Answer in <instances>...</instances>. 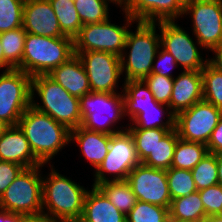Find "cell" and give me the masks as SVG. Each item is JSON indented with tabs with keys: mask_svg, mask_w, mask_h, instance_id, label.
Returning <instances> with one entry per match:
<instances>
[{
	"mask_svg": "<svg viewBox=\"0 0 222 222\" xmlns=\"http://www.w3.org/2000/svg\"><path fill=\"white\" fill-rule=\"evenodd\" d=\"M18 126L24 132L33 154L43 165L71 141V130L31 105L22 114Z\"/></svg>",
	"mask_w": 222,
	"mask_h": 222,
	"instance_id": "obj_1",
	"label": "cell"
},
{
	"mask_svg": "<svg viewBox=\"0 0 222 222\" xmlns=\"http://www.w3.org/2000/svg\"><path fill=\"white\" fill-rule=\"evenodd\" d=\"M42 188L43 214L50 220L65 222L81 218L84 198L88 191L83 186L59 174L51 166L48 177L42 179Z\"/></svg>",
	"mask_w": 222,
	"mask_h": 222,
	"instance_id": "obj_2",
	"label": "cell"
},
{
	"mask_svg": "<svg viewBox=\"0 0 222 222\" xmlns=\"http://www.w3.org/2000/svg\"><path fill=\"white\" fill-rule=\"evenodd\" d=\"M37 92L43 105L33 99ZM31 106L46 113L69 130H73L82 123L80 99L69 94L61 85L48 74L36 75L31 81Z\"/></svg>",
	"mask_w": 222,
	"mask_h": 222,
	"instance_id": "obj_3",
	"label": "cell"
},
{
	"mask_svg": "<svg viewBox=\"0 0 222 222\" xmlns=\"http://www.w3.org/2000/svg\"><path fill=\"white\" fill-rule=\"evenodd\" d=\"M74 55V40L70 37H46L27 33L22 62L16 68L29 74H49Z\"/></svg>",
	"mask_w": 222,
	"mask_h": 222,
	"instance_id": "obj_4",
	"label": "cell"
},
{
	"mask_svg": "<svg viewBox=\"0 0 222 222\" xmlns=\"http://www.w3.org/2000/svg\"><path fill=\"white\" fill-rule=\"evenodd\" d=\"M156 24L138 21L136 32L128 31L124 49L130 48V50L128 56L124 52L120 57L122 74L125 72L126 76L125 81L144 80L151 74L157 51L161 48Z\"/></svg>",
	"mask_w": 222,
	"mask_h": 222,
	"instance_id": "obj_5",
	"label": "cell"
},
{
	"mask_svg": "<svg viewBox=\"0 0 222 222\" xmlns=\"http://www.w3.org/2000/svg\"><path fill=\"white\" fill-rule=\"evenodd\" d=\"M42 165L24 168L0 197V209L22 215H39L42 208Z\"/></svg>",
	"mask_w": 222,
	"mask_h": 222,
	"instance_id": "obj_6",
	"label": "cell"
},
{
	"mask_svg": "<svg viewBox=\"0 0 222 222\" xmlns=\"http://www.w3.org/2000/svg\"><path fill=\"white\" fill-rule=\"evenodd\" d=\"M80 112L81 126L87 130L110 135L122 131L111 128L124 116L122 94L90 92L80 98Z\"/></svg>",
	"mask_w": 222,
	"mask_h": 222,
	"instance_id": "obj_7",
	"label": "cell"
},
{
	"mask_svg": "<svg viewBox=\"0 0 222 222\" xmlns=\"http://www.w3.org/2000/svg\"><path fill=\"white\" fill-rule=\"evenodd\" d=\"M125 13L126 25L112 24L109 19L100 23L85 24L81 27L79 35L74 39V52L105 51L121 57L125 52L127 27L136 22Z\"/></svg>",
	"mask_w": 222,
	"mask_h": 222,
	"instance_id": "obj_8",
	"label": "cell"
},
{
	"mask_svg": "<svg viewBox=\"0 0 222 222\" xmlns=\"http://www.w3.org/2000/svg\"><path fill=\"white\" fill-rule=\"evenodd\" d=\"M141 161L138 158L133 136L128 129L110 135L109 151L95 171L92 186H98L110 179L104 173L113 174L111 181H123ZM107 177V178H106Z\"/></svg>",
	"mask_w": 222,
	"mask_h": 222,
	"instance_id": "obj_9",
	"label": "cell"
},
{
	"mask_svg": "<svg viewBox=\"0 0 222 222\" xmlns=\"http://www.w3.org/2000/svg\"><path fill=\"white\" fill-rule=\"evenodd\" d=\"M32 77L19 69L4 70L0 75V120L17 126L31 105Z\"/></svg>",
	"mask_w": 222,
	"mask_h": 222,
	"instance_id": "obj_10",
	"label": "cell"
},
{
	"mask_svg": "<svg viewBox=\"0 0 222 222\" xmlns=\"http://www.w3.org/2000/svg\"><path fill=\"white\" fill-rule=\"evenodd\" d=\"M184 14L193 22V35L203 49L222 44V0H185Z\"/></svg>",
	"mask_w": 222,
	"mask_h": 222,
	"instance_id": "obj_11",
	"label": "cell"
},
{
	"mask_svg": "<svg viewBox=\"0 0 222 222\" xmlns=\"http://www.w3.org/2000/svg\"><path fill=\"white\" fill-rule=\"evenodd\" d=\"M221 117V109L201 100L175 116V128L180 139L207 145Z\"/></svg>",
	"mask_w": 222,
	"mask_h": 222,
	"instance_id": "obj_12",
	"label": "cell"
},
{
	"mask_svg": "<svg viewBox=\"0 0 222 222\" xmlns=\"http://www.w3.org/2000/svg\"><path fill=\"white\" fill-rule=\"evenodd\" d=\"M81 60L91 92L116 93L122 75L120 57L105 51L74 52Z\"/></svg>",
	"mask_w": 222,
	"mask_h": 222,
	"instance_id": "obj_13",
	"label": "cell"
},
{
	"mask_svg": "<svg viewBox=\"0 0 222 222\" xmlns=\"http://www.w3.org/2000/svg\"><path fill=\"white\" fill-rule=\"evenodd\" d=\"M161 31L160 46L168 51L176 60V63L184 70L200 71L208 63V59H202L200 51L196 47L190 35L178 24L172 21L157 22Z\"/></svg>",
	"mask_w": 222,
	"mask_h": 222,
	"instance_id": "obj_14",
	"label": "cell"
},
{
	"mask_svg": "<svg viewBox=\"0 0 222 222\" xmlns=\"http://www.w3.org/2000/svg\"><path fill=\"white\" fill-rule=\"evenodd\" d=\"M126 181L137 200L170 208L171 196L166 170L156 169L140 163L129 173Z\"/></svg>",
	"mask_w": 222,
	"mask_h": 222,
	"instance_id": "obj_15",
	"label": "cell"
},
{
	"mask_svg": "<svg viewBox=\"0 0 222 222\" xmlns=\"http://www.w3.org/2000/svg\"><path fill=\"white\" fill-rule=\"evenodd\" d=\"M185 0H126L122 11L136 22L172 21L182 17Z\"/></svg>",
	"mask_w": 222,
	"mask_h": 222,
	"instance_id": "obj_16",
	"label": "cell"
},
{
	"mask_svg": "<svg viewBox=\"0 0 222 222\" xmlns=\"http://www.w3.org/2000/svg\"><path fill=\"white\" fill-rule=\"evenodd\" d=\"M23 29L33 35L63 37L49 0H28L23 9Z\"/></svg>",
	"mask_w": 222,
	"mask_h": 222,
	"instance_id": "obj_17",
	"label": "cell"
},
{
	"mask_svg": "<svg viewBox=\"0 0 222 222\" xmlns=\"http://www.w3.org/2000/svg\"><path fill=\"white\" fill-rule=\"evenodd\" d=\"M203 100L201 70H183L174 79L169 108L176 116L179 112L191 108Z\"/></svg>",
	"mask_w": 222,
	"mask_h": 222,
	"instance_id": "obj_18",
	"label": "cell"
},
{
	"mask_svg": "<svg viewBox=\"0 0 222 222\" xmlns=\"http://www.w3.org/2000/svg\"><path fill=\"white\" fill-rule=\"evenodd\" d=\"M0 161L13 162L24 168L42 165L18 125L9 126L0 138Z\"/></svg>",
	"mask_w": 222,
	"mask_h": 222,
	"instance_id": "obj_19",
	"label": "cell"
},
{
	"mask_svg": "<svg viewBox=\"0 0 222 222\" xmlns=\"http://www.w3.org/2000/svg\"><path fill=\"white\" fill-rule=\"evenodd\" d=\"M48 75L69 94L79 99L91 92L89 79L77 54L54 68Z\"/></svg>",
	"mask_w": 222,
	"mask_h": 222,
	"instance_id": "obj_20",
	"label": "cell"
},
{
	"mask_svg": "<svg viewBox=\"0 0 222 222\" xmlns=\"http://www.w3.org/2000/svg\"><path fill=\"white\" fill-rule=\"evenodd\" d=\"M87 191L81 222H126V215L119 211L96 186Z\"/></svg>",
	"mask_w": 222,
	"mask_h": 222,
	"instance_id": "obj_21",
	"label": "cell"
},
{
	"mask_svg": "<svg viewBox=\"0 0 222 222\" xmlns=\"http://www.w3.org/2000/svg\"><path fill=\"white\" fill-rule=\"evenodd\" d=\"M70 140H75L86 159L97 169L109 151L110 134L90 131L79 126L70 131Z\"/></svg>",
	"mask_w": 222,
	"mask_h": 222,
	"instance_id": "obj_22",
	"label": "cell"
},
{
	"mask_svg": "<svg viewBox=\"0 0 222 222\" xmlns=\"http://www.w3.org/2000/svg\"><path fill=\"white\" fill-rule=\"evenodd\" d=\"M122 92L124 116L127 114L133 121L142 109L154 107L158 102L144 80L124 81Z\"/></svg>",
	"mask_w": 222,
	"mask_h": 222,
	"instance_id": "obj_23",
	"label": "cell"
},
{
	"mask_svg": "<svg viewBox=\"0 0 222 222\" xmlns=\"http://www.w3.org/2000/svg\"><path fill=\"white\" fill-rule=\"evenodd\" d=\"M207 146L199 142L178 139L171 168L192 170L207 154Z\"/></svg>",
	"mask_w": 222,
	"mask_h": 222,
	"instance_id": "obj_24",
	"label": "cell"
},
{
	"mask_svg": "<svg viewBox=\"0 0 222 222\" xmlns=\"http://www.w3.org/2000/svg\"><path fill=\"white\" fill-rule=\"evenodd\" d=\"M178 139L179 135L176 128L171 129L141 163L156 169H170Z\"/></svg>",
	"mask_w": 222,
	"mask_h": 222,
	"instance_id": "obj_25",
	"label": "cell"
},
{
	"mask_svg": "<svg viewBox=\"0 0 222 222\" xmlns=\"http://www.w3.org/2000/svg\"><path fill=\"white\" fill-rule=\"evenodd\" d=\"M49 2L56 14L62 34L74 40L83 26L74 0H49Z\"/></svg>",
	"mask_w": 222,
	"mask_h": 222,
	"instance_id": "obj_26",
	"label": "cell"
},
{
	"mask_svg": "<svg viewBox=\"0 0 222 222\" xmlns=\"http://www.w3.org/2000/svg\"><path fill=\"white\" fill-rule=\"evenodd\" d=\"M109 201L121 212L127 215L138 201L129 183L123 181H107L97 186Z\"/></svg>",
	"mask_w": 222,
	"mask_h": 222,
	"instance_id": "obj_27",
	"label": "cell"
},
{
	"mask_svg": "<svg viewBox=\"0 0 222 222\" xmlns=\"http://www.w3.org/2000/svg\"><path fill=\"white\" fill-rule=\"evenodd\" d=\"M162 103H157L154 107H148L142 109V113H140L133 121V125L129 126L127 129H153V128H161V129H174L175 128V115L173 112L169 111L170 108L168 105ZM164 107L167 109L165 113ZM169 111V112H168ZM168 114V119L166 122L162 121V115Z\"/></svg>",
	"mask_w": 222,
	"mask_h": 222,
	"instance_id": "obj_28",
	"label": "cell"
},
{
	"mask_svg": "<svg viewBox=\"0 0 222 222\" xmlns=\"http://www.w3.org/2000/svg\"><path fill=\"white\" fill-rule=\"evenodd\" d=\"M169 217L183 220L205 219L207 216L199 191L171 200Z\"/></svg>",
	"mask_w": 222,
	"mask_h": 222,
	"instance_id": "obj_29",
	"label": "cell"
},
{
	"mask_svg": "<svg viewBox=\"0 0 222 222\" xmlns=\"http://www.w3.org/2000/svg\"><path fill=\"white\" fill-rule=\"evenodd\" d=\"M27 32L23 27L0 33L4 59L16 69L22 62Z\"/></svg>",
	"mask_w": 222,
	"mask_h": 222,
	"instance_id": "obj_30",
	"label": "cell"
},
{
	"mask_svg": "<svg viewBox=\"0 0 222 222\" xmlns=\"http://www.w3.org/2000/svg\"><path fill=\"white\" fill-rule=\"evenodd\" d=\"M203 100L222 110V72L207 63L201 70Z\"/></svg>",
	"mask_w": 222,
	"mask_h": 222,
	"instance_id": "obj_31",
	"label": "cell"
},
{
	"mask_svg": "<svg viewBox=\"0 0 222 222\" xmlns=\"http://www.w3.org/2000/svg\"><path fill=\"white\" fill-rule=\"evenodd\" d=\"M109 2L113 3L111 0H74V5L82 24L85 25L106 21L109 18Z\"/></svg>",
	"mask_w": 222,
	"mask_h": 222,
	"instance_id": "obj_32",
	"label": "cell"
},
{
	"mask_svg": "<svg viewBox=\"0 0 222 222\" xmlns=\"http://www.w3.org/2000/svg\"><path fill=\"white\" fill-rule=\"evenodd\" d=\"M133 136L139 160L142 162L171 129H128Z\"/></svg>",
	"mask_w": 222,
	"mask_h": 222,
	"instance_id": "obj_33",
	"label": "cell"
},
{
	"mask_svg": "<svg viewBox=\"0 0 222 222\" xmlns=\"http://www.w3.org/2000/svg\"><path fill=\"white\" fill-rule=\"evenodd\" d=\"M191 172L197 191L218 184L216 154L208 153Z\"/></svg>",
	"mask_w": 222,
	"mask_h": 222,
	"instance_id": "obj_34",
	"label": "cell"
},
{
	"mask_svg": "<svg viewBox=\"0 0 222 222\" xmlns=\"http://www.w3.org/2000/svg\"><path fill=\"white\" fill-rule=\"evenodd\" d=\"M171 200L197 191L191 170L170 168L166 170Z\"/></svg>",
	"mask_w": 222,
	"mask_h": 222,
	"instance_id": "obj_35",
	"label": "cell"
},
{
	"mask_svg": "<svg viewBox=\"0 0 222 222\" xmlns=\"http://www.w3.org/2000/svg\"><path fill=\"white\" fill-rule=\"evenodd\" d=\"M168 217V208L138 200L126 215V222H167Z\"/></svg>",
	"mask_w": 222,
	"mask_h": 222,
	"instance_id": "obj_36",
	"label": "cell"
},
{
	"mask_svg": "<svg viewBox=\"0 0 222 222\" xmlns=\"http://www.w3.org/2000/svg\"><path fill=\"white\" fill-rule=\"evenodd\" d=\"M24 4L22 0H0V33L22 27Z\"/></svg>",
	"mask_w": 222,
	"mask_h": 222,
	"instance_id": "obj_37",
	"label": "cell"
},
{
	"mask_svg": "<svg viewBox=\"0 0 222 222\" xmlns=\"http://www.w3.org/2000/svg\"><path fill=\"white\" fill-rule=\"evenodd\" d=\"M144 81L157 102L169 105L173 90L174 77L150 74L144 79Z\"/></svg>",
	"mask_w": 222,
	"mask_h": 222,
	"instance_id": "obj_38",
	"label": "cell"
},
{
	"mask_svg": "<svg viewBox=\"0 0 222 222\" xmlns=\"http://www.w3.org/2000/svg\"><path fill=\"white\" fill-rule=\"evenodd\" d=\"M205 214L217 215L222 214V186L216 184L199 191Z\"/></svg>",
	"mask_w": 222,
	"mask_h": 222,
	"instance_id": "obj_39",
	"label": "cell"
},
{
	"mask_svg": "<svg viewBox=\"0 0 222 222\" xmlns=\"http://www.w3.org/2000/svg\"><path fill=\"white\" fill-rule=\"evenodd\" d=\"M23 169L24 167L19 164L0 161V197Z\"/></svg>",
	"mask_w": 222,
	"mask_h": 222,
	"instance_id": "obj_40",
	"label": "cell"
},
{
	"mask_svg": "<svg viewBox=\"0 0 222 222\" xmlns=\"http://www.w3.org/2000/svg\"><path fill=\"white\" fill-rule=\"evenodd\" d=\"M158 49L157 53L158 60L157 64L153 62L151 74H158L161 76H167V77H173L171 72H169L170 69H173L174 67H178V64L176 63L175 58L166 50L162 48V51H159ZM171 71V70H170Z\"/></svg>",
	"mask_w": 222,
	"mask_h": 222,
	"instance_id": "obj_41",
	"label": "cell"
},
{
	"mask_svg": "<svg viewBox=\"0 0 222 222\" xmlns=\"http://www.w3.org/2000/svg\"><path fill=\"white\" fill-rule=\"evenodd\" d=\"M206 146L209 153H222V117L220 118L216 128L212 131Z\"/></svg>",
	"mask_w": 222,
	"mask_h": 222,
	"instance_id": "obj_42",
	"label": "cell"
},
{
	"mask_svg": "<svg viewBox=\"0 0 222 222\" xmlns=\"http://www.w3.org/2000/svg\"><path fill=\"white\" fill-rule=\"evenodd\" d=\"M211 51L215 53V58L208 59V63L218 71L222 72V44L214 47Z\"/></svg>",
	"mask_w": 222,
	"mask_h": 222,
	"instance_id": "obj_43",
	"label": "cell"
},
{
	"mask_svg": "<svg viewBox=\"0 0 222 222\" xmlns=\"http://www.w3.org/2000/svg\"><path fill=\"white\" fill-rule=\"evenodd\" d=\"M18 222H53L46 215H22L18 213Z\"/></svg>",
	"mask_w": 222,
	"mask_h": 222,
	"instance_id": "obj_44",
	"label": "cell"
},
{
	"mask_svg": "<svg viewBox=\"0 0 222 222\" xmlns=\"http://www.w3.org/2000/svg\"><path fill=\"white\" fill-rule=\"evenodd\" d=\"M0 222H18V213L0 209Z\"/></svg>",
	"mask_w": 222,
	"mask_h": 222,
	"instance_id": "obj_45",
	"label": "cell"
},
{
	"mask_svg": "<svg viewBox=\"0 0 222 222\" xmlns=\"http://www.w3.org/2000/svg\"><path fill=\"white\" fill-rule=\"evenodd\" d=\"M216 161L218 167V184L222 186V153L216 154Z\"/></svg>",
	"mask_w": 222,
	"mask_h": 222,
	"instance_id": "obj_46",
	"label": "cell"
},
{
	"mask_svg": "<svg viewBox=\"0 0 222 222\" xmlns=\"http://www.w3.org/2000/svg\"><path fill=\"white\" fill-rule=\"evenodd\" d=\"M5 70H11L14 69L5 59H4V54H3V48H2V43L0 40V68H3Z\"/></svg>",
	"mask_w": 222,
	"mask_h": 222,
	"instance_id": "obj_47",
	"label": "cell"
},
{
	"mask_svg": "<svg viewBox=\"0 0 222 222\" xmlns=\"http://www.w3.org/2000/svg\"><path fill=\"white\" fill-rule=\"evenodd\" d=\"M204 222H222V215H209L204 219Z\"/></svg>",
	"mask_w": 222,
	"mask_h": 222,
	"instance_id": "obj_48",
	"label": "cell"
},
{
	"mask_svg": "<svg viewBox=\"0 0 222 222\" xmlns=\"http://www.w3.org/2000/svg\"><path fill=\"white\" fill-rule=\"evenodd\" d=\"M167 222H204V219H197V220H183V219H176L168 217Z\"/></svg>",
	"mask_w": 222,
	"mask_h": 222,
	"instance_id": "obj_49",
	"label": "cell"
},
{
	"mask_svg": "<svg viewBox=\"0 0 222 222\" xmlns=\"http://www.w3.org/2000/svg\"><path fill=\"white\" fill-rule=\"evenodd\" d=\"M9 126L5 124L3 121L0 120V138L3 135V132L8 128Z\"/></svg>",
	"mask_w": 222,
	"mask_h": 222,
	"instance_id": "obj_50",
	"label": "cell"
},
{
	"mask_svg": "<svg viewBox=\"0 0 222 222\" xmlns=\"http://www.w3.org/2000/svg\"><path fill=\"white\" fill-rule=\"evenodd\" d=\"M113 1V4H117L119 5L120 7L124 5V3L126 2V0H111Z\"/></svg>",
	"mask_w": 222,
	"mask_h": 222,
	"instance_id": "obj_51",
	"label": "cell"
},
{
	"mask_svg": "<svg viewBox=\"0 0 222 222\" xmlns=\"http://www.w3.org/2000/svg\"><path fill=\"white\" fill-rule=\"evenodd\" d=\"M65 222H81L80 220H69V221H65Z\"/></svg>",
	"mask_w": 222,
	"mask_h": 222,
	"instance_id": "obj_52",
	"label": "cell"
}]
</instances>
